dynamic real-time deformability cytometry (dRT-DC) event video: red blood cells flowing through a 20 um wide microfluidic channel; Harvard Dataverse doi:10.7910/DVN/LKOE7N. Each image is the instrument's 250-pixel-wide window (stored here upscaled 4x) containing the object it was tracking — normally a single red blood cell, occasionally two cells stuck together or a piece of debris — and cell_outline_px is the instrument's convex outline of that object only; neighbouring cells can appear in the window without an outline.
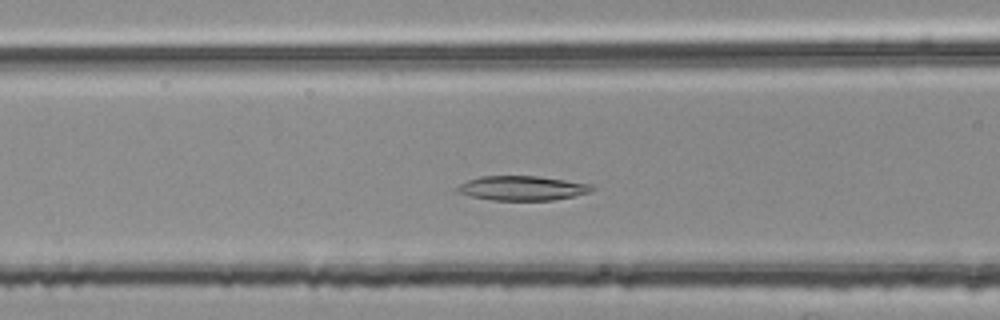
{"species": "common noctule bat (a hibernating species)", "species_latin": "Nyctalus noctula", "temperature_condition": "room temperature", "stored_images_in_passage": 37, "camera_frame_rate_fps": 3000, "um_per_image_px": 0.085, "animal": {"sex": "female", "body_mass_g": 25.1}, "frame": {"image": 1, "passage_image": 7, "time_ms": 2.0, "image_size_px": [1000, 320], "cell_outline_px": [[596, 188], [588, 192], [572, 196], [552, 200], [492, 200], [472, 196], [460, 192], [456, 188], [460, 184], [468, 180], [480, 176], [536, 176], [592, 184]], "centroid_in_image_um": [44.4, 15.98], "position_along_channel_um": 122.2, "area_um2": 18.9}}
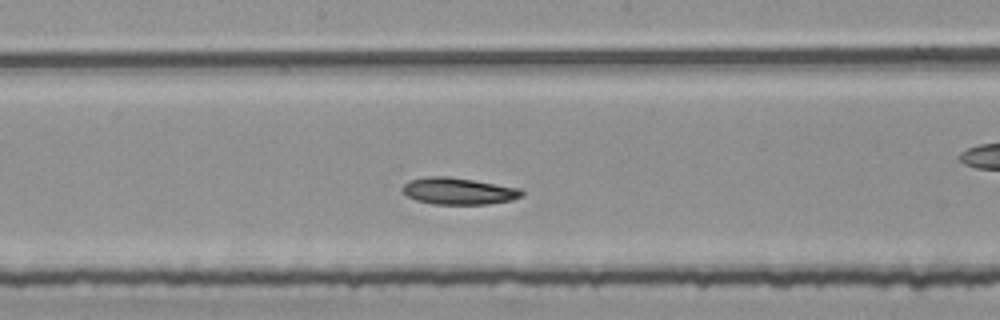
{"frame": {"image": 2, "passage_image": 14, "time_ms": 4.333, "image_size_px": [1000, 320], "cell_outline_px": [[524, 196], [512, 200], [488, 204], [432, 204], [416, 200], [408, 196], [400, 188], [408, 180], [428, 176], [448, 176], [520, 188], [524, 192]], "centroid_in_image_um": [38.97, 16.24], "position_along_channel_um": 209.2, "area_um2": 18.67}}
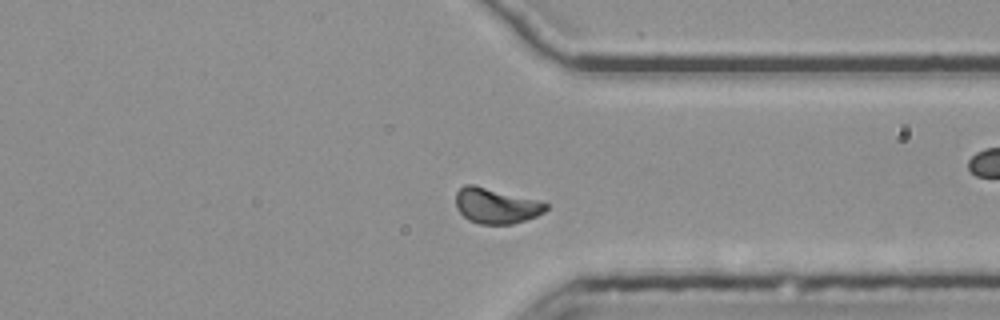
{"frame": {"image": 3, "passage_image": 27, "time_ms": 8.667, "image_size_px": [1000, 320], "cell_outline_px": [[548, 208], [544, 212], [536, 216], [512, 224], [480, 224], [468, 220], [456, 208], [456, 192], [464, 184], [472, 184], [536, 200], [548, 204]], "centroid_in_image_um": [42.13, 17.5], "position_along_channel_um": 369.3, "area_um2": 18.38}, "authors_computed_cell_mechanics": {"area_um2": 18.496, "velocity_mm_per_s": 3.7328, "shape_relaxation_time_tau1_ms": null, "shape_relaxation_time_tau2_ms": 7.5029, "deformation_change_tau1": null, "deformation_change_tau2": 0.0893}}